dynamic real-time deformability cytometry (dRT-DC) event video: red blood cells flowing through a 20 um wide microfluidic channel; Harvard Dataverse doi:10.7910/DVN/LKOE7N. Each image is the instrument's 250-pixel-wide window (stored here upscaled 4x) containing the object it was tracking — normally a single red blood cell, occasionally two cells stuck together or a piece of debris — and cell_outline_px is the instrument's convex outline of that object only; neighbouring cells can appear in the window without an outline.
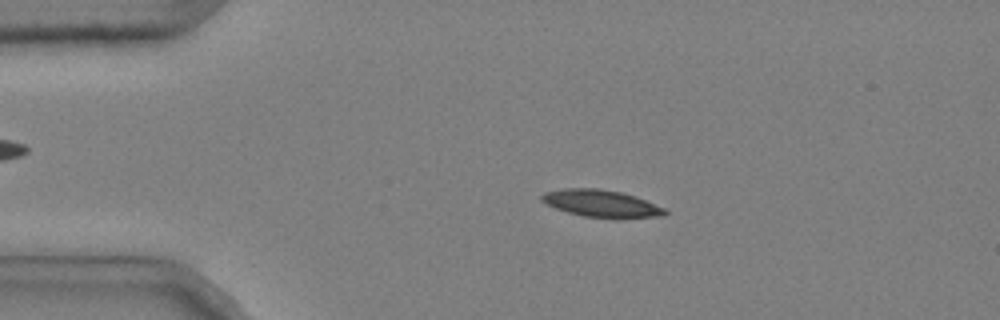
{"species": "common noctule bat (a hibernating species)", "species_latin": "Nyctalus noctula", "temperature_condition": "cold", "stored_images_in_passage": 51, "camera_frame_rate_fps": 3000, "um_per_image_px": 0.085, "animal": {"sex": "male", "body_mass_g": 20.4}, "frame": {"image": 1, "passage_image": 10, "time_ms": 3.0, "image_size_px": [1000, 320], "cell_outline_px": [[668, 212], [664, 216], [620, 220], [616, 220], [584, 216], [568, 212], [556, 208], [540, 200], [540, 196], [544, 192], [564, 188], [600, 188], [620, 192], [668, 208]], "centroid_in_image_um": [51.17, 17.33], "position_along_channel_um": 33.8, "area_um2": 20.0}}
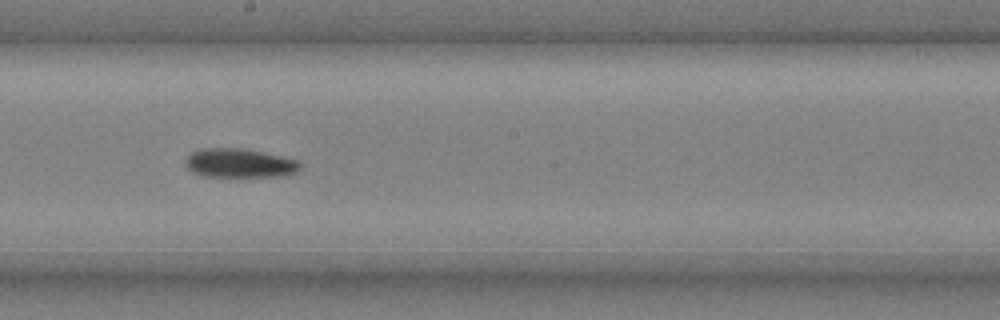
{"frame": {"image": 2, "passage_image": 29, "time_ms": 9.333, "image_size_px": [1000, 320], "cell_outline_px": [[300, 168], [296, 172], [284, 176], [204, 176], [192, 172], [184, 164], [184, 160], [192, 152], [200, 148], [244, 148], [300, 160]], "centroid_in_image_um": [20.35, 13.85], "position_along_channel_um": 227.8, "area_um2": 19.48}}
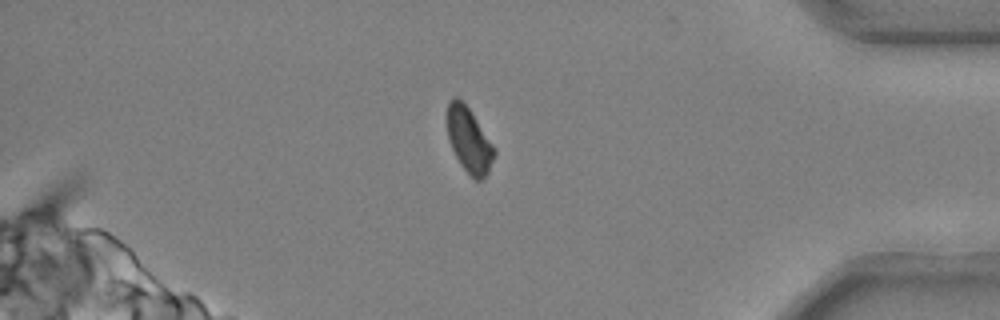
{"frame": {"image": 3, "passage_image": 45, "time_ms": 14.667, "image_size_px": [1000, 320], "cell_outline_px": [[496, 152], [488, 172], [480, 180], [476, 180], [460, 164], [448, 140], [448, 100], [452, 96], [456, 96], [468, 108], [496, 148]], "centroid_in_image_um": [39.87, 11.9], "position_along_channel_um": 395.3, "area_um2": 17.46}, "authors_computed_cell_mechanics": {"area_um2": 19.2474, "velocity_mm_per_s": 3.6837, "shape_relaxation_time_tau1_ms": 5.4912, "shape_relaxation_time_tau2_ms": null, "deformation_change_tau1": 0.1324, "deformation_change_tau2": null}}